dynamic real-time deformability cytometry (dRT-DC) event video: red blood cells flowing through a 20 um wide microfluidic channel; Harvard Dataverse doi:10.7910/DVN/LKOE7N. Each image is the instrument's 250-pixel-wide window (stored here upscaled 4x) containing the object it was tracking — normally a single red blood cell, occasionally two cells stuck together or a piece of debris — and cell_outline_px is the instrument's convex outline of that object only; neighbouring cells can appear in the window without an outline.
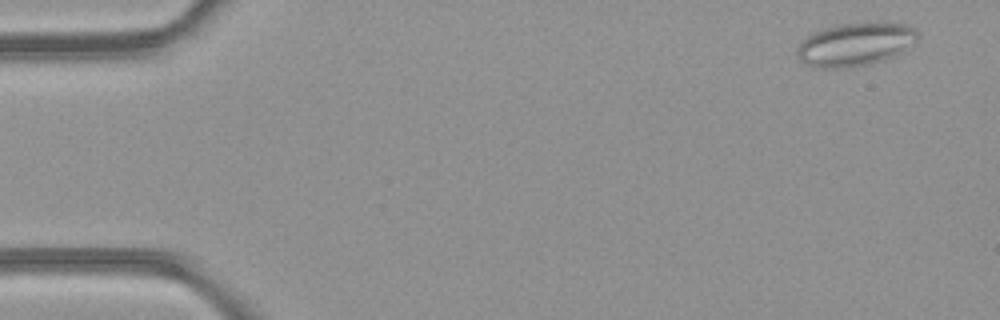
{"species": "common noctule bat (a hibernating species)", "species_latin": "Nyctalus noctula", "temperature_condition": "room temperature", "stored_images_in_passage": 47, "camera_frame_rate_fps": 3000, "um_per_image_px": 0.085, "animal": {"sex": "female", "body_mass_g": 21.9}, "frame": {"image": 1, "passage_image": 1, "time_ms": 0.0, "image_size_px": [1000, 320], "cell_outline_px": [[916, 40], [900, 52], [884, 60], [868, 64], [848, 68], [812, 68], [804, 64], [796, 56], [796, 48], [800, 40], [824, 28], [840, 24], [868, 20], [908, 24], [916, 28]], "centroid_in_image_um": [72.65, 3.75], "position_along_channel_um": 12.3, "area_um2": 30.98}}
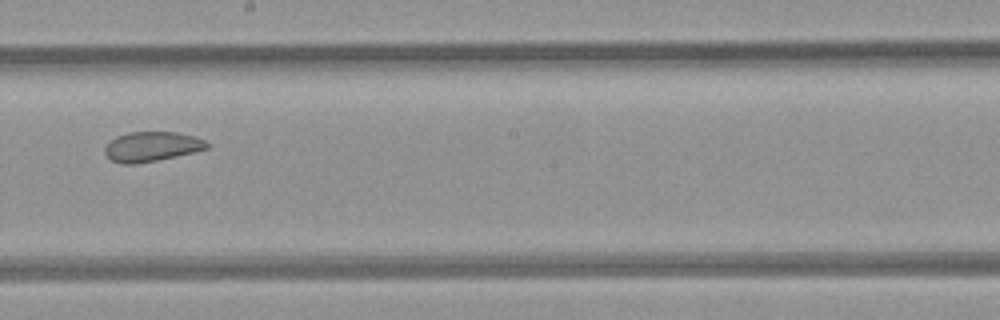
{"frame": {"image": 2, "passage_image": 26, "time_ms": 8.333, "image_size_px": [1000, 320], "cell_outline_px": [[212, 144], [208, 148], [176, 156], [136, 164], [124, 164], [112, 160], [104, 152], [104, 148], [108, 140], [116, 136], [128, 132], [176, 132], [192, 136], [204, 140]], "centroid_in_image_um": [12.87, 12.45], "position_along_channel_um": 235.3, "area_um2": 17.69}}
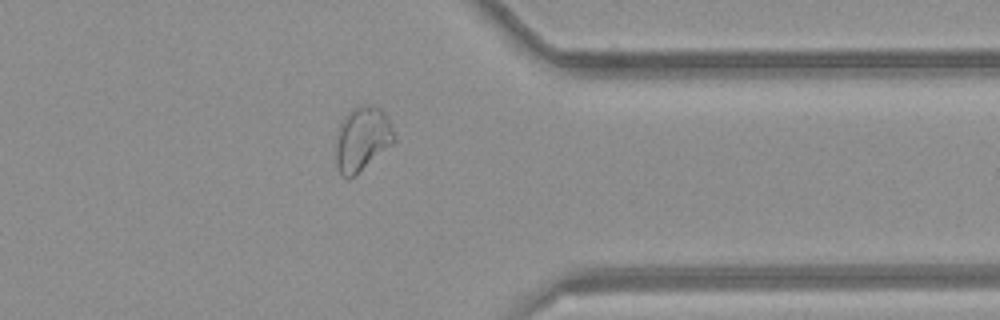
{"frame": {"image": 3, "passage_image": 37, "time_ms": 12.0, "image_size_px": [1000, 320], "cell_outline_px": [[396, 140], [392, 144], [356, 176], [348, 180], [340, 172], [336, 164], [336, 144], [340, 124], [344, 116], [352, 108], [360, 104], [372, 104], [380, 108], [388, 116], [396, 136]], "centroid_in_image_um": [30.81, 11.79], "position_along_channel_um": 380.6, "area_um2": 22.2}, "authors_computed_cell_mechanics": {"area_um2": 23.2356, "velocity_mm_per_s": 4.2333, "shape_relaxation_time_tau1_ms": null, "shape_relaxation_time_tau2_ms": 2.0664, "deformation_change_tau1": null, "deformation_change_tau2": 0.0739}}